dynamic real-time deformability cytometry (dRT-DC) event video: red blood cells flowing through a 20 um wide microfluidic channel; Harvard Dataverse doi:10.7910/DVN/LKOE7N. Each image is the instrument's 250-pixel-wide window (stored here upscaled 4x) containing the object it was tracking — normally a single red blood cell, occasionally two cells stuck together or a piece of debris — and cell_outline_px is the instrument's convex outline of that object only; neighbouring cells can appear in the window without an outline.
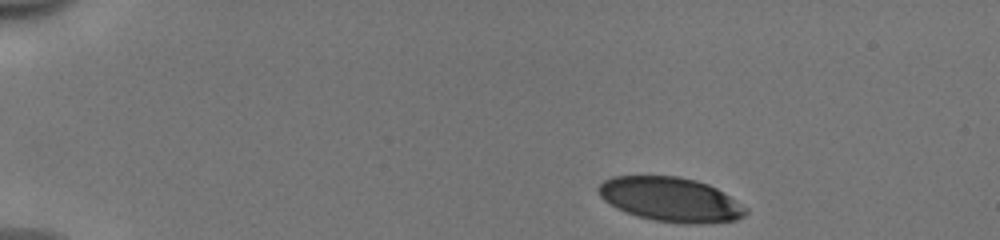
{"species": "human", "species_latin": "Homo sapiens", "temperature_condition": "cold", "stored_images_in_passage": 39, "camera_frame_rate_fps": 3000, "um_per_image_px": 0.085, "donor": {"sex": "male"}, "frame": {"image": 1, "passage_image": 1, "time_ms": 0.0, "image_size_px": [1000, 240], "cell_outline_px": [[748, 212], [744, 216], [736, 220], [700, 224], [684, 224], [656, 220], [636, 216], [616, 208], [604, 200], [600, 196], [596, 188], [604, 180], [612, 176], [680, 176], [696, 180], [708, 184], [716, 188], [748, 208]], "centroid_in_image_um": [57.0, 16.95], "position_along_channel_um": 28.0, "area_um2": 38.15}}
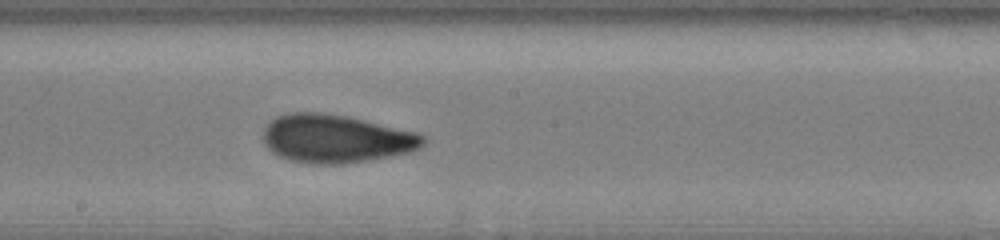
{"frame": {"image": 2, "passage_image": 23, "time_ms": 7.333, "image_size_px": [1000, 240], "cell_outline_px": [[428, 140], [420, 148], [412, 152], [392, 156], [340, 164], [308, 164], [292, 160], [280, 156], [272, 152], [264, 144], [264, 128], [276, 116], [288, 112], [324, 112], [348, 116], [416, 132], [424, 136]], "centroid_in_image_um": [28.57, 11.78], "position_along_channel_um": 219.6, "area_um2": 45.14}}
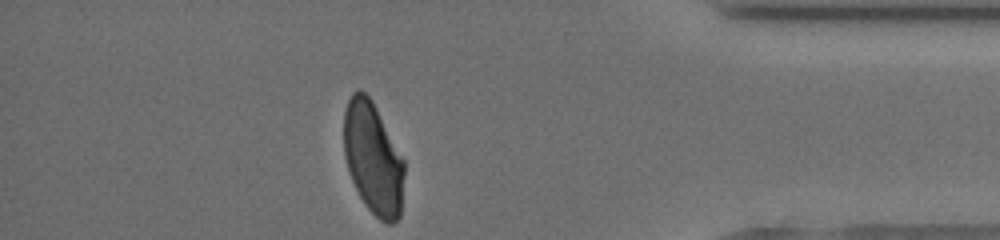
{"frame": {"image": 3, "passage_image": 39, "time_ms": 12.667, "image_size_px": [1000, 240], "cell_outline_px": [[404, 172], [400, 216], [392, 224], [388, 224], [380, 220], [368, 208], [360, 196], [352, 180], [344, 156], [344, 112], [348, 100], [352, 92], [360, 88], [372, 100], [404, 160]], "centroid_in_image_um": [31.7, 13.44], "position_along_channel_um": 403.5, "area_um2": 39.19}, "authors_computed_cell_mechanics": {"area_um2": 43.4078, "velocity_mm_per_s": 3.9656, "shape_relaxation_time_tau1_ms": 4.6201, "shape_relaxation_time_tau2_ms": 1.2166, "deformation_change_tau1": 0.1758, "deformation_change_tau2": 0.0681}}